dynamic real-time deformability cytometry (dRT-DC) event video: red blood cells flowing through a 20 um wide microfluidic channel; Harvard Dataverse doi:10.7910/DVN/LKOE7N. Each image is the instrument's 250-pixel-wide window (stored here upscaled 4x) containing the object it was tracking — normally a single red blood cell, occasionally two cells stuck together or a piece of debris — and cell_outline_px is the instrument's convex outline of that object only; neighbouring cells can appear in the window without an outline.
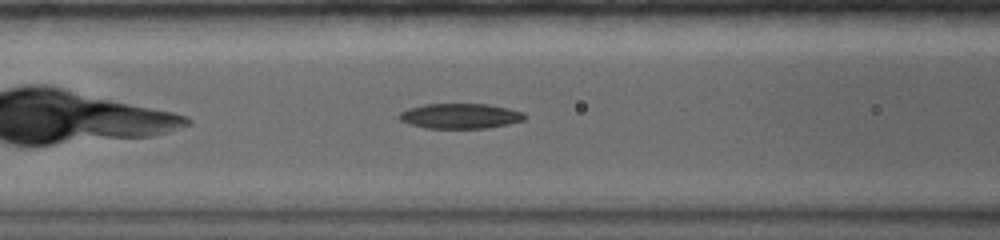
{"species": "common noctule bat (a hibernating species)", "species_latin": "Nyctalus noctula", "temperature_condition": "warm", "stored_images_in_passage": 60, "camera_frame_rate_fps": 5000, "um_per_image_px": 0.085, "animal": {"sex": "female", "body_mass_g": 19.0, "forearm_length_mm": 56.7}, "frame": {"image": 1, "passage_image": 17, "time_ms": 3.2, "image_size_px": [1000, 240], "cell_outline_px": [[528, 116], [524, 120], [508, 124], [488, 128], [424, 128], [400, 120], [400, 112], [408, 108], [424, 104], [488, 104], [508, 108], [524, 112]], "centroid_in_image_um": [39.17, 9.86], "position_along_channel_um": 127.4, "area_um2": 18.38}}
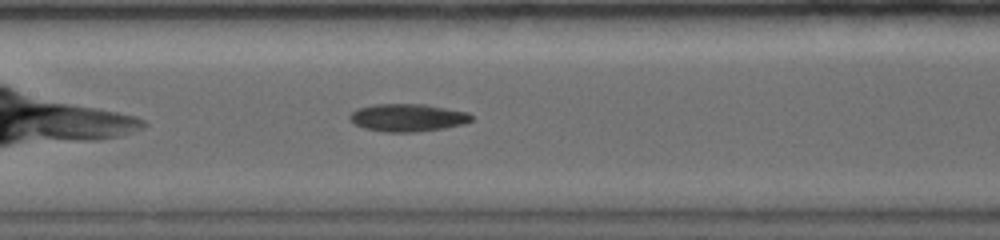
{"frame": {"image": 2, "passage_image": 23, "time_ms": 4.4, "image_size_px": [1000, 240], "cell_outline_px": [[472, 120], [464, 124], [444, 128], [416, 132], [384, 132], [364, 128], [348, 120], [348, 116], [356, 108], [372, 104], [424, 104], [468, 112], [472, 116]], "centroid_in_image_um": [34.62, 10.0], "position_along_channel_um": 172.8, "area_um2": 19.77}}
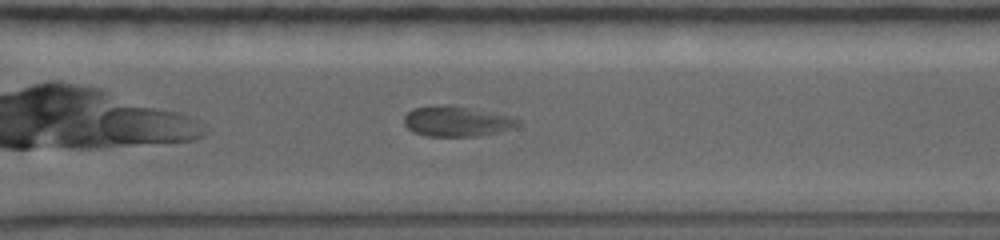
{"frame": {"image": 3, "passage_image": 44, "time_ms": 8.6, "image_size_px": [1000, 240], "cell_outline_px": [[520, 124], [512, 128], [500, 132], [476, 136], [424, 136], [412, 132], [404, 124], [404, 116], [412, 108], [432, 104], [452, 104], [516, 116], [520, 120]], "centroid_in_image_um": [38.83, 10.28], "position_along_channel_um": 331.8, "area_um2": 20.81}, "authors_computed_cell_mechanics": {"area_um2": 20.3167, "velocity_mm_per_s": 3.7875, "shape_relaxation_time_tau1_ms": null, "shape_relaxation_time_tau2_ms": 4.543, "deformation_change_tau1": null, "deformation_change_tau2": 0.081}}